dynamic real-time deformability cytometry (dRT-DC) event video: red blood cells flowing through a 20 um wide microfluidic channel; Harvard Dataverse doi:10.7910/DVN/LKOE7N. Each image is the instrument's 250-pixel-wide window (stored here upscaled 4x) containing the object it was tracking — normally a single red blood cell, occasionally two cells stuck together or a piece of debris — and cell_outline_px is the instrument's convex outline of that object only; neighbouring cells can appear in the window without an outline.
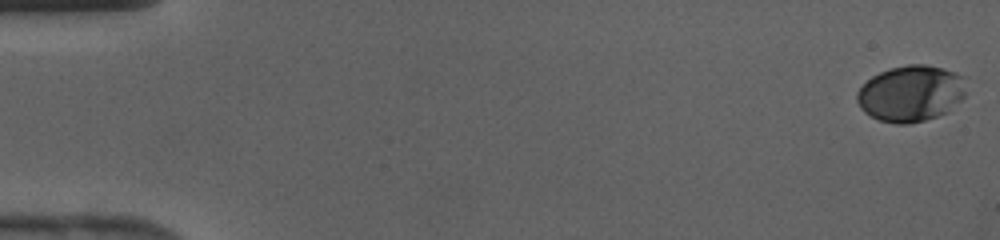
{"species": "human", "species_latin": "Homo sapiens", "temperature_condition": "cold", "stored_images_in_passage": 43, "camera_frame_rate_fps": 3000, "um_per_image_px": 0.085, "donor": {"sex": "female"}, "frame": {"image": 1, "passage_image": 1, "time_ms": 0.0, "image_size_px": [1000, 240], "cell_outline_px": [[968, 76], [964, 96], [948, 112], [924, 120], [908, 124], [896, 124], [880, 120], [864, 112], [860, 108], [856, 100], [856, 92], [872, 76], [888, 68], [908, 64], [924, 64], [956, 72]], "centroid_in_image_um": [77.45, 7.93], "position_along_channel_um": 7.6, "area_um2": 36.07}}
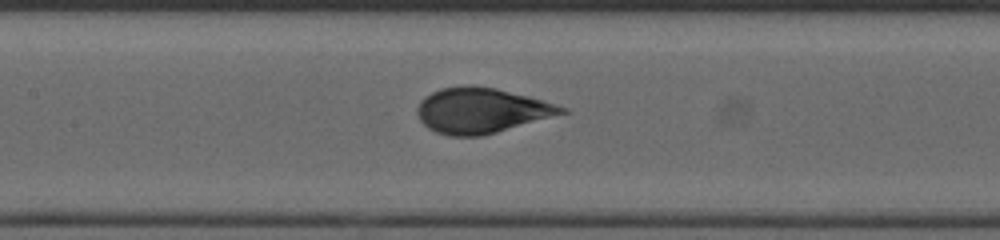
{"frame": {"image": 2, "passage_image": 21, "time_ms": 6.667, "image_size_px": [1000, 240], "cell_outline_px": [[568, 112], [496, 132], [480, 136], [448, 136], [436, 132], [428, 128], [420, 120], [416, 112], [416, 108], [420, 100], [424, 96], [440, 88], [464, 84], [472, 84], [496, 88], [544, 100], [568, 108]], "centroid_in_image_um": [40.87, 9.37], "position_along_channel_um": 166.5, "area_um2": 38.26}}
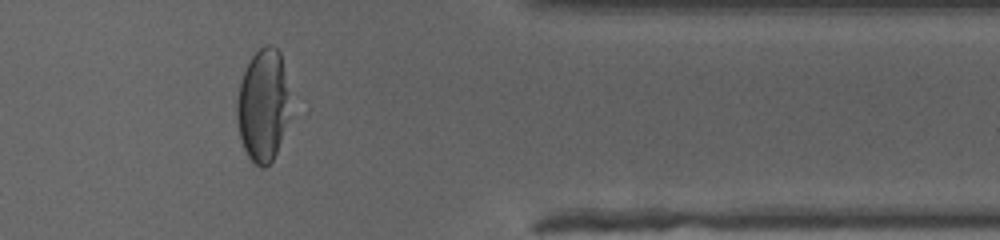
{"frame": {"image": 3, "passage_image": 36, "time_ms": 11.667, "image_size_px": [1000, 240], "cell_outline_px": [[292, 116], [276, 152], [272, 160], [264, 168], [260, 168], [248, 156], [244, 148], [240, 136], [236, 116], [236, 100], [240, 84], [244, 72], [252, 56], [264, 44], [272, 44], [280, 52], [288, 92]], "centroid_in_image_um": [22.37, 8.97], "position_along_channel_um": 389.0, "area_um2": 35.08}}